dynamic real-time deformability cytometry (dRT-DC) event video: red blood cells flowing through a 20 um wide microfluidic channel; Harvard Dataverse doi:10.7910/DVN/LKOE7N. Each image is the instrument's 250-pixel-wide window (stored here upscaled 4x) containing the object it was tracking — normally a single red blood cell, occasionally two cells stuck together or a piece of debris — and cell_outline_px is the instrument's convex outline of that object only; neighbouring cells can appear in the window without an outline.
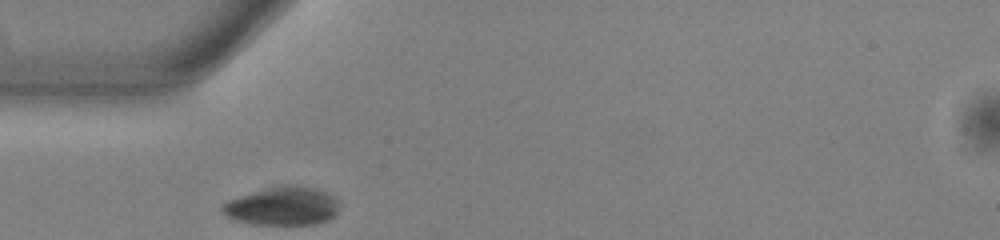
{"species": "common noctule bat (a hibernating species)", "species_latin": "Nyctalus noctula", "temperature_condition": "warm", "stored_images_in_passage": 27, "camera_frame_rate_fps": 3000, "um_per_image_px": 0.085, "animal": {"sex": "male", "body_mass_g": 13.0, "forearm_length_mm": 53.1}, "frame": {"image": 1, "passage_image": 1, "time_ms": 0.0, "image_size_px": [1000, 240], "cell_outline_px": [[340, 200], [336, 212], [328, 220], [316, 224], [252, 224], [236, 220], [228, 216], [220, 208], [220, 204], [228, 200], [264, 188], [284, 184], [296, 184], [316, 188], [336, 196]], "centroid_in_image_um": [24.04, 17.49], "position_along_channel_um": 61.0, "area_um2": 26.47}}
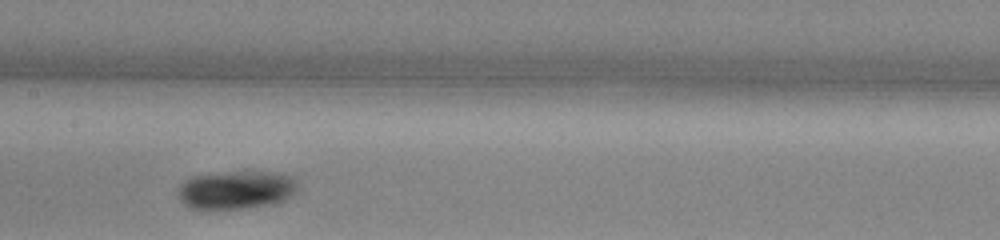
{"frame": {"image": 2, "passage_image": 11, "time_ms": 3.333, "image_size_px": [1000, 240], "cell_outline_px": [[296, 188], [284, 200], [272, 204], [208, 212], [200, 212], [188, 208], [176, 196], [176, 192], [180, 184], [184, 180], [192, 176], [244, 168], [280, 172], [292, 176], [296, 184]], "centroid_in_image_um": [19.96, 16.12], "position_along_channel_um": 187.4, "area_um2": 28.38}}
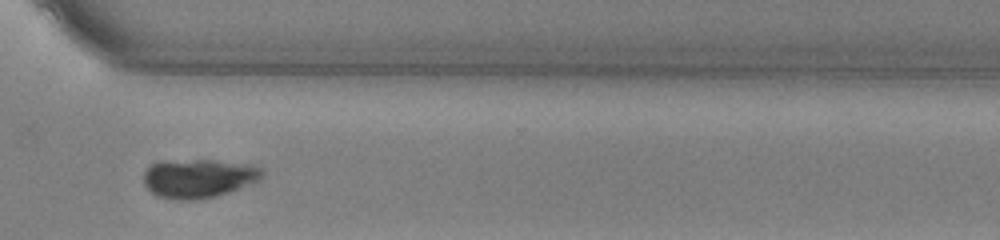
{"frame": {"image": 3, "passage_image": 24, "time_ms": 7.667, "image_size_px": [1000, 240], "cell_outline_px": [[264, 176], [260, 180], [228, 192], [216, 196], [192, 200], [172, 200], [156, 196], [144, 184], [144, 172], [152, 164], [196, 160], [212, 160], [252, 164], [260, 168], [264, 172]], "centroid_in_image_um": [16.92, 15.18], "position_along_channel_um": 353.7, "area_um2": 26.53}}